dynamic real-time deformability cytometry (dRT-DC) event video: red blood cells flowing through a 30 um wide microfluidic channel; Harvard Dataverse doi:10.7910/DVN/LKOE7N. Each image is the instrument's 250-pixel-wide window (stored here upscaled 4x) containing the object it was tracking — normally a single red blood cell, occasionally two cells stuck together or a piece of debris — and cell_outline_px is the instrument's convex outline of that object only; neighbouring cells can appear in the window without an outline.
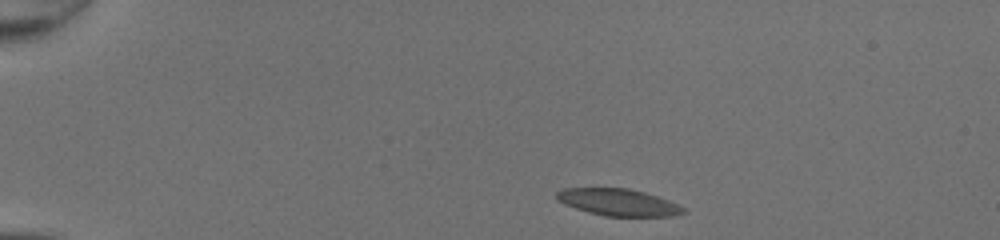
{"species": "common noctule bat (a hibernating species)", "species_latin": "Nyctalus noctula", "temperature_condition": "room temperature", "stored_images_in_passage": 41, "camera_frame_rate_fps": 3000, "um_per_image_px": 0.085, "animal": {"sex": "female", "body_mass_g": 20.0, "forearm_length_mm": 54.0}, "frame": {"image": 1, "passage_image": 1, "time_ms": 0.0, "image_size_px": [1000, 240], "cell_outline_px": [[688, 212], [676, 216], [604, 216], [588, 212], [564, 204], [556, 200], [556, 192], [564, 188], [628, 188], [644, 192], [668, 200], [684, 208]], "centroid_in_image_um": [52.55, 17.2], "position_along_channel_um": 32.5, "area_um2": 19.88}}
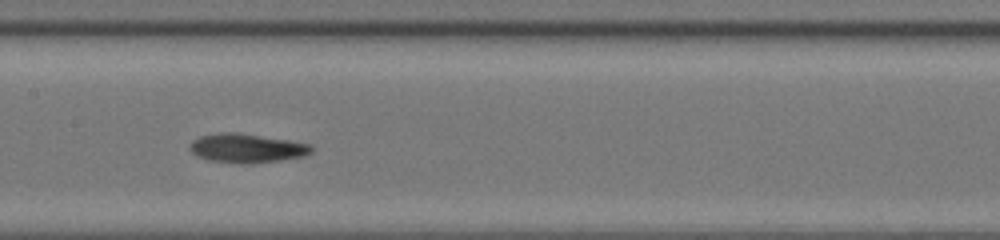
{"frame": {"image": 2, "passage_image": 18, "time_ms": 5.667, "image_size_px": [1000, 240], "cell_outline_px": [[312, 152], [304, 156], [280, 160], [244, 164], [240, 164], [208, 160], [196, 156], [188, 148], [192, 140], [200, 136], [220, 132], [236, 132], [288, 140], [312, 144]], "centroid_in_image_um": [20.94, 12.59], "position_along_channel_um": 186.5, "area_um2": 20.63}}
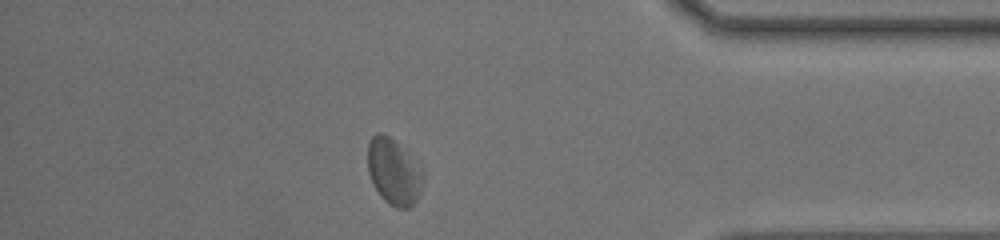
{"frame": {"image": 3, "passage_image": 35, "time_ms": 11.333, "image_size_px": [1000, 240], "cell_outline_px": [[424, 176], [420, 196], [408, 208], [396, 208], [388, 204], [380, 196], [368, 172], [368, 144], [372, 136], [376, 132], [380, 132], [388, 136], [424, 168]], "centroid_in_image_um": [33.5, 14.62], "position_along_channel_um": 401.7, "area_um2": 21.33}, "authors_computed_cell_mechanics": {"area_um2": 20.519, "velocity_mm_per_s": 4.2316, "shape_relaxation_time_tau1_ms": 4.5181, "shape_relaxation_time_tau2_ms": 2.846, "deformation_change_tau1": 0.1161, "deformation_change_tau2": 0.0904}}